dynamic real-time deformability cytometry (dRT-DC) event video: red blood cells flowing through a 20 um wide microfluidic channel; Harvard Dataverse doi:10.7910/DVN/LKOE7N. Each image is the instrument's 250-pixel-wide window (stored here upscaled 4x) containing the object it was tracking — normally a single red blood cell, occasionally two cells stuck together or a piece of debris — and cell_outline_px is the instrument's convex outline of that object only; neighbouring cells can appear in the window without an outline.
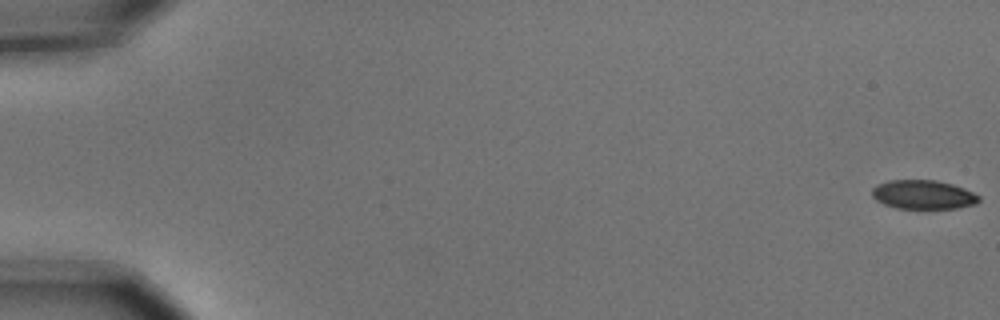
{"species": "common noctule bat (a hibernating species)", "species_latin": "Nyctalus noctula", "temperature_condition": "cold", "stored_images_in_passage": 3, "camera_frame_rate_fps": 3000, "um_per_image_px": 0.085, "animal": {"sex": "male", "body_mass_g": 15.6}, "frame": {"image": 1, "passage_image": 1, "time_ms": 0.0, "image_size_px": [1000, 320], "cell_outline_px": [[980, 200], [976, 204], [956, 208], [896, 208], [884, 204], [876, 200], [872, 196], [872, 188], [876, 184], [888, 180], [936, 180], [952, 184], [964, 188], [980, 196]], "centroid_in_image_um": [78.46, 16.53], "position_along_channel_um": 6.5, "area_um2": 18.09}}